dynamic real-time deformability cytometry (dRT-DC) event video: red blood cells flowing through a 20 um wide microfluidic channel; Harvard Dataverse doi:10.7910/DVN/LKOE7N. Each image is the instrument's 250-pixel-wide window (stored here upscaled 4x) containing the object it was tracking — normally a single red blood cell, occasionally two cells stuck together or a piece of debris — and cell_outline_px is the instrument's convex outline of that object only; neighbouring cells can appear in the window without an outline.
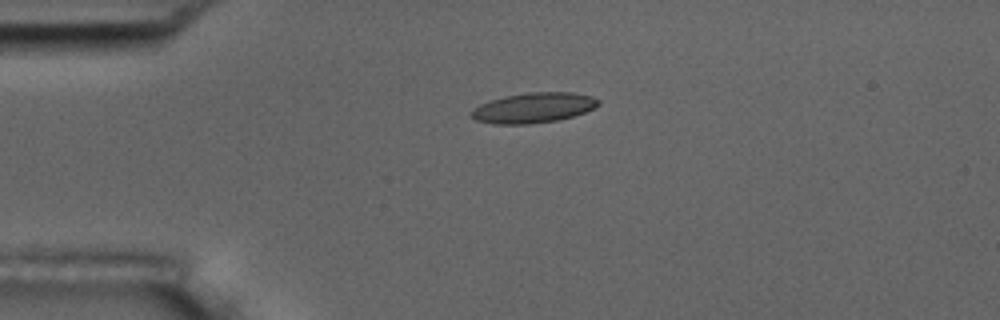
{"species": "common noctule bat (a hibernating species)", "species_latin": "Nyctalus noctula", "temperature_condition": "room temperature", "stored_images_in_passage": 3, "camera_frame_rate_fps": 3000, "um_per_image_px": 0.085, "animal": {"sex": "male", "body_mass_g": 17.5, "forearm_length_mm": 52.3}, "frame": {"image": 1, "passage_image": 1, "time_ms": 0.0, "image_size_px": [1000, 320], "cell_outline_px": [[600, 104], [596, 108], [572, 116], [556, 120], [528, 124], [492, 124], [476, 120], [468, 116], [468, 112], [472, 108], [480, 104], [504, 96], [528, 92], [572, 92], [592, 96], [600, 100]], "centroid_in_image_um": [45.31, 9.16], "position_along_channel_um": 39.7, "area_um2": 22.54}}